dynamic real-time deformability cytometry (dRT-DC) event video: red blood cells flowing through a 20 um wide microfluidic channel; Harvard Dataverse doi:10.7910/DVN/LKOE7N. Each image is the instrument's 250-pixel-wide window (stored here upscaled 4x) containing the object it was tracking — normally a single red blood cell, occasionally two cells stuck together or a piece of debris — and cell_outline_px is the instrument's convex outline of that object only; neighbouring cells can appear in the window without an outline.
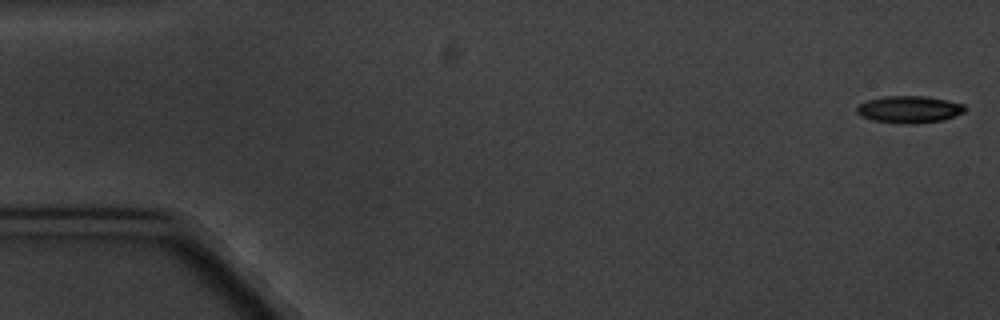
{"species": "common noctule bat (a hibernating species)", "species_latin": "Nyctalus noctula", "temperature_condition": "cold", "stored_images_in_passage": 5, "camera_frame_rate_fps": 3000, "um_per_image_px": 0.085, "animal": {"sex": "male", "body_mass_g": 20.1, "forearm_length_mm": 53.5}, "frame": {"image": 1, "passage_image": 1, "time_ms": 0.0, "image_size_px": [1000, 320], "cell_outline_px": [[968, 108], [964, 112], [944, 120], [912, 124], [900, 124], [872, 120], [856, 112], [856, 108], [860, 104], [868, 100], [884, 96], [924, 96], [948, 100], [964, 104]], "centroid_in_image_um": [77.32, 9.3], "position_along_channel_um": 7.7, "area_um2": 17.11}}
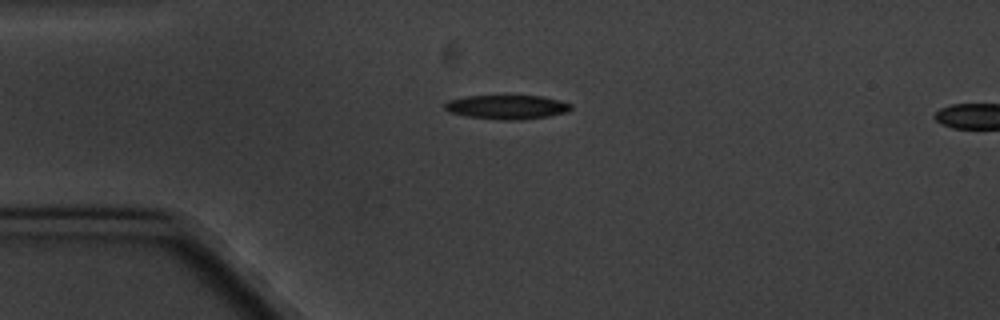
{"frame": {"image": 2, "passage_image": 4, "time_ms": 4.333, "image_size_px": [1000, 320], "cell_outline_px": [[572, 108], [568, 112], [548, 116], [520, 120], [504, 120], [468, 116], [448, 112], [444, 108], [444, 104], [448, 100], [464, 96], [544, 96], [560, 100], [572, 104]], "centroid_in_image_um": [43.1, 9.09], "position_along_channel_um": 41.9, "area_um2": 17.8}}